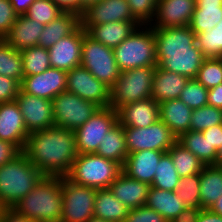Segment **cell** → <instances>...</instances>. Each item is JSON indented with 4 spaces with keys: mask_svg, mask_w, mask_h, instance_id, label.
Returning <instances> with one entry per match:
<instances>
[{
    "mask_svg": "<svg viewBox=\"0 0 222 222\" xmlns=\"http://www.w3.org/2000/svg\"><path fill=\"white\" fill-rule=\"evenodd\" d=\"M21 152L13 143L0 139V167L14 159Z\"/></svg>",
    "mask_w": 222,
    "mask_h": 222,
    "instance_id": "c3c4849f",
    "label": "cell"
},
{
    "mask_svg": "<svg viewBox=\"0 0 222 222\" xmlns=\"http://www.w3.org/2000/svg\"><path fill=\"white\" fill-rule=\"evenodd\" d=\"M121 172V164L95 153H85L78 154L66 177L79 185L108 189Z\"/></svg>",
    "mask_w": 222,
    "mask_h": 222,
    "instance_id": "8992f818",
    "label": "cell"
},
{
    "mask_svg": "<svg viewBox=\"0 0 222 222\" xmlns=\"http://www.w3.org/2000/svg\"><path fill=\"white\" fill-rule=\"evenodd\" d=\"M63 12L64 11L53 0H34L24 15L46 25Z\"/></svg>",
    "mask_w": 222,
    "mask_h": 222,
    "instance_id": "60d3db41",
    "label": "cell"
},
{
    "mask_svg": "<svg viewBox=\"0 0 222 222\" xmlns=\"http://www.w3.org/2000/svg\"><path fill=\"white\" fill-rule=\"evenodd\" d=\"M62 222H87L94 216L97 189L79 185L62 177Z\"/></svg>",
    "mask_w": 222,
    "mask_h": 222,
    "instance_id": "30bf717a",
    "label": "cell"
},
{
    "mask_svg": "<svg viewBox=\"0 0 222 222\" xmlns=\"http://www.w3.org/2000/svg\"><path fill=\"white\" fill-rule=\"evenodd\" d=\"M17 17L10 0H0V39L7 36Z\"/></svg>",
    "mask_w": 222,
    "mask_h": 222,
    "instance_id": "bcb514c9",
    "label": "cell"
},
{
    "mask_svg": "<svg viewBox=\"0 0 222 222\" xmlns=\"http://www.w3.org/2000/svg\"><path fill=\"white\" fill-rule=\"evenodd\" d=\"M62 177L44 176L12 209L38 222L60 220L63 208Z\"/></svg>",
    "mask_w": 222,
    "mask_h": 222,
    "instance_id": "3957f363",
    "label": "cell"
},
{
    "mask_svg": "<svg viewBox=\"0 0 222 222\" xmlns=\"http://www.w3.org/2000/svg\"><path fill=\"white\" fill-rule=\"evenodd\" d=\"M222 195V167L205 165L200 173L201 208L209 209Z\"/></svg>",
    "mask_w": 222,
    "mask_h": 222,
    "instance_id": "f546056e",
    "label": "cell"
},
{
    "mask_svg": "<svg viewBox=\"0 0 222 222\" xmlns=\"http://www.w3.org/2000/svg\"><path fill=\"white\" fill-rule=\"evenodd\" d=\"M157 65L164 70L196 78L206 59L190 26L153 28Z\"/></svg>",
    "mask_w": 222,
    "mask_h": 222,
    "instance_id": "7a4b0ae2",
    "label": "cell"
},
{
    "mask_svg": "<svg viewBox=\"0 0 222 222\" xmlns=\"http://www.w3.org/2000/svg\"><path fill=\"white\" fill-rule=\"evenodd\" d=\"M29 133L16 101L0 104V139L24 150Z\"/></svg>",
    "mask_w": 222,
    "mask_h": 222,
    "instance_id": "d6986e66",
    "label": "cell"
},
{
    "mask_svg": "<svg viewBox=\"0 0 222 222\" xmlns=\"http://www.w3.org/2000/svg\"><path fill=\"white\" fill-rule=\"evenodd\" d=\"M175 193L187 207H201L200 173L180 178Z\"/></svg>",
    "mask_w": 222,
    "mask_h": 222,
    "instance_id": "f35d334b",
    "label": "cell"
},
{
    "mask_svg": "<svg viewBox=\"0 0 222 222\" xmlns=\"http://www.w3.org/2000/svg\"><path fill=\"white\" fill-rule=\"evenodd\" d=\"M115 21H136L127 0H100L85 9L80 16L85 31L91 26Z\"/></svg>",
    "mask_w": 222,
    "mask_h": 222,
    "instance_id": "2e32d148",
    "label": "cell"
},
{
    "mask_svg": "<svg viewBox=\"0 0 222 222\" xmlns=\"http://www.w3.org/2000/svg\"><path fill=\"white\" fill-rule=\"evenodd\" d=\"M87 222H109V221H106L102 218H98V217H95V216H92Z\"/></svg>",
    "mask_w": 222,
    "mask_h": 222,
    "instance_id": "6125c7cd",
    "label": "cell"
},
{
    "mask_svg": "<svg viewBox=\"0 0 222 222\" xmlns=\"http://www.w3.org/2000/svg\"><path fill=\"white\" fill-rule=\"evenodd\" d=\"M22 152L49 177H66L78 156L74 131L57 126L30 133Z\"/></svg>",
    "mask_w": 222,
    "mask_h": 222,
    "instance_id": "6da1fadb",
    "label": "cell"
},
{
    "mask_svg": "<svg viewBox=\"0 0 222 222\" xmlns=\"http://www.w3.org/2000/svg\"><path fill=\"white\" fill-rule=\"evenodd\" d=\"M180 178L201 173L205 164L178 141L167 151Z\"/></svg>",
    "mask_w": 222,
    "mask_h": 222,
    "instance_id": "836d02e7",
    "label": "cell"
},
{
    "mask_svg": "<svg viewBox=\"0 0 222 222\" xmlns=\"http://www.w3.org/2000/svg\"><path fill=\"white\" fill-rule=\"evenodd\" d=\"M66 86L67 71L50 67L43 73L24 76L20 89L26 94L52 101L66 91Z\"/></svg>",
    "mask_w": 222,
    "mask_h": 222,
    "instance_id": "9a60e30c",
    "label": "cell"
},
{
    "mask_svg": "<svg viewBox=\"0 0 222 222\" xmlns=\"http://www.w3.org/2000/svg\"><path fill=\"white\" fill-rule=\"evenodd\" d=\"M177 141L193 153L205 165H214L217 157V150L210 145L207 137L202 132L189 130L182 133Z\"/></svg>",
    "mask_w": 222,
    "mask_h": 222,
    "instance_id": "1f68e13d",
    "label": "cell"
},
{
    "mask_svg": "<svg viewBox=\"0 0 222 222\" xmlns=\"http://www.w3.org/2000/svg\"><path fill=\"white\" fill-rule=\"evenodd\" d=\"M196 3H222V0H196Z\"/></svg>",
    "mask_w": 222,
    "mask_h": 222,
    "instance_id": "94428289",
    "label": "cell"
},
{
    "mask_svg": "<svg viewBox=\"0 0 222 222\" xmlns=\"http://www.w3.org/2000/svg\"><path fill=\"white\" fill-rule=\"evenodd\" d=\"M38 222H62L61 220H47V221H38Z\"/></svg>",
    "mask_w": 222,
    "mask_h": 222,
    "instance_id": "e7e4bbea",
    "label": "cell"
},
{
    "mask_svg": "<svg viewBox=\"0 0 222 222\" xmlns=\"http://www.w3.org/2000/svg\"><path fill=\"white\" fill-rule=\"evenodd\" d=\"M197 222H222V216L212 212L210 209H202L198 215Z\"/></svg>",
    "mask_w": 222,
    "mask_h": 222,
    "instance_id": "11a10c76",
    "label": "cell"
},
{
    "mask_svg": "<svg viewBox=\"0 0 222 222\" xmlns=\"http://www.w3.org/2000/svg\"><path fill=\"white\" fill-rule=\"evenodd\" d=\"M81 66L110 88L116 83L121 73L113 49L93 40L84 29Z\"/></svg>",
    "mask_w": 222,
    "mask_h": 222,
    "instance_id": "ba28073f",
    "label": "cell"
},
{
    "mask_svg": "<svg viewBox=\"0 0 222 222\" xmlns=\"http://www.w3.org/2000/svg\"><path fill=\"white\" fill-rule=\"evenodd\" d=\"M204 137H207L208 142L217 151L222 146V124L212 126L202 131Z\"/></svg>",
    "mask_w": 222,
    "mask_h": 222,
    "instance_id": "681fc988",
    "label": "cell"
},
{
    "mask_svg": "<svg viewBox=\"0 0 222 222\" xmlns=\"http://www.w3.org/2000/svg\"><path fill=\"white\" fill-rule=\"evenodd\" d=\"M129 209L110 189H97L94 200V216L109 222H124Z\"/></svg>",
    "mask_w": 222,
    "mask_h": 222,
    "instance_id": "f1b7e54d",
    "label": "cell"
},
{
    "mask_svg": "<svg viewBox=\"0 0 222 222\" xmlns=\"http://www.w3.org/2000/svg\"><path fill=\"white\" fill-rule=\"evenodd\" d=\"M44 26L25 15H18L4 40L18 51L38 46Z\"/></svg>",
    "mask_w": 222,
    "mask_h": 222,
    "instance_id": "cb8c5ba5",
    "label": "cell"
},
{
    "mask_svg": "<svg viewBox=\"0 0 222 222\" xmlns=\"http://www.w3.org/2000/svg\"><path fill=\"white\" fill-rule=\"evenodd\" d=\"M208 105L222 109V84L208 89Z\"/></svg>",
    "mask_w": 222,
    "mask_h": 222,
    "instance_id": "816d5d0a",
    "label": "cell"
},
{
    "mask_svg": "<svg viewBox=\"0 0 222 222\" xmlns=\"http://www.w3.org/2000/svg\"><path fill=\"white\" fill-rule=\"evenodd\" d=\"M196 0H157L156 14L150 23L152 28L190 26Z\"/></svg>",
    "mask_w": 222,
    "mask_h": 222,
    "instance_id": "e0dca14e",
    "label": "cell"
},
{
    "mask_svg": "<svg viewBox=\"0 0 222 222\" xmlns=\"http://www.w3.org/2000/svg\"><path fill=\"white\" fill-rule=\"evenodd\" d=\"M64 12H74L80 16V0H53Z\"/></svg>",
    "mask_w": 222,
    "mask_h": 222,
    "instance_id": "db71d44e",
    "label": "cell"
},
{
    "mask_svg": "<svg viewBox=\"0 0 222 222\" xmlns=\"http://www.w3.org/2000/svg\"><path fill=\"white\" fill-rule=\"evenodd\" d=\"M20 87L17 80L0 75V104L15 101Z\"/></svg>",
    "mask_w": 222,
    "mask_h": 222,
    "instance_id": "7dc6e473",
    "label": "cell"
},
{
    "mask_svg": "<svg viewBox=\"0 0 222 222\" xmlns=\"http://www.w3.org/2000/svg\"><path fill=\"white\" fill-rule=\"evenodd\" d=\"M44 175L21 152L0 167V203L12 208L34 189Z\"/></svg>",
    "mask_w": 222,
    "mask_h": 222,
    "instance_id": "277c9868",
    "label": "cell"
},
{
    "mask_svg": "<svg viewBox=\"0 0 222 222\" xmlns=\"http://www.w3.org/2000/svg\"><path fill=\"white\" fill-rule=\"evenodd\" d=\"M0 222H34L25 216L19 215L12 208H5L0 216Z\"/></svg>",
    "mask_w": 222,
    "mask_h": 222,
    "instance_id": "f5cc1de1",
    "label": "cell"
},
{
    "mask_svg": "<svg viewBox=\"0 0 222 222\" xmlns=\"http://www.w3.org/2000/svg\"><path fill=\"white\" fill-rule=\"evenodd\" d=\"M66 91L72 92L82 99L93 102L100 108L110 106L111 88L102 81L96 79L81 65L67 71Z\"/></svg>",
    "mask_w": 222,
    "mask_h": 222,
    "instance_id": "4fadbf2b",
    "label": "cell"
},
{
    "mask_svg": "<svg viewBox=\"0 0 222 222\" xmlns=\"http://www.w3.org/2000/svg\"><path fill=\"white\" fill-rule=\"evenodd\" d=\"M157 66L134 68L120 73L110 91V107H120L151 98L153 76Z\"/></svg>",
    "mask_w": 222,
    "mask_h": 222,
    "instance_id": "52a82bcc",
    "label": "cell"
},
{
    "mask_svg": "<svg viewBox=\"0 0 222 222\" xmlns=\"http://www.w3.org/2000/svg\"><path fill=\"white\" fill-rule=\"evenodd\" d=\"M164 153L156 150L130 153L122 166V171L131 178L151 185L158 168V162Z\"/></svg>",
    "mask_w": 222,
    "mask_h": 222,
    "instance_id": "7402d4cb",
    "label": "cell"
},
{
    "mask_svg": "<svg viewBox=\"0 0 222 222\" xmlns=\"http://www.w3.org/2000/svg\"><path fill=\"white\" fill-rule=\"evenodd\" d=\"M151 185L129 177L123 171L110 184V191L129 210L146 204Z\"/></svg>",
    "mask_w": 222,
    "mask_h": 222,
    "instance_id": "44dd1931",
    "label": "cell"
},
{
    "mask_svg": "<svg viewBox=\"0 0 222 222\" xmlns=\"http://www.w3.org/2000/svg\"><path fill=\"white\" fill-rule=\"evenodd\" d=\"M83 27L80 24L71 34L63 37L48 50L52 68L70 71L81 65Z\"/></svg>",
    "mask_w": 222,
    "mask_h": 222,
    "instance_id": "ac0fdd59",
    "label": "cell"
},
{
    "mask_svg": "<svg viewBox=\"0 0 222 222\" xmlns=\"http://www.w3.org/2000/svg\"><path fill=\"white\" fill-rule=\"evenodd\" d=\"M179 180L180 177L175 170L170 154L168 152L164 153L158 162V168L151 187L175 191Z\"/></svg>",
    "mask_w": 222,
    "mask_h": 222,
    "instance_id": "d590c367",
    "label": "cell"
},
{
    "mask_svg": "<svg viewBox=\"0 0 222 222\" xmlns=\"http://www.w3.org/2000/svg\"><path fill=\"white\" fill-rule=\"evenodd\" d=\"M34 2V0H10V3L14 9V11L18 15H24L28 9L30 8V5Z\"/></svg>",
    "mask_w": 222,
    "mask_h": 222,
    "instance_id": "9f6ffc18",
    "label": "cell"
},
{
    "mask_svg": "<svg viewBox=\"0 0 222 222\" xmlns=\"http://www.w3.org/2000/svg\"><path fill=\"white\" fill-rule=\"evenodd\" d=\"M189 78L161 69L158 65L153 76L151 98L157 103L179 99Z\"/></svg>",
    "mask_w": 222,
    "mask_h": 222,
    "instance_id": "603a6c76",
    "label": "cell"
},
{
    "mask_svg": "<svg viewBox=\"0 0 222 222\" xmlns=\"http://www.w3.org/2000/svg\"><path fill=\"white\" fill-rule=\"evenodd\" d=\"M123 127L145 128L159 120V103L152 98L132 102L117 110Z\"/></svg>",
    "mask_w": 222,
    "mask_h": 222,
    "instance_id": "ffe728a7",
    "label": "cell"
},
{
    "mask_svg": "<svg viewBox=\"0 0 222 222\" xmlns=\"http://www.w3.org/2000/svg\"><path fill=\"white\" fill-rule=\"evenodd\" d=\"M5 207L0 203V216L2 215Z\"/></svg>",
    "mask_w": 222,
    "mask_h": 222,
    "instance_id": "be15d7a7",
    "label": "cell"
},
{
    "mask_svg": "<svg viewBox=\"0 0 222 222\" xmlns=\"http://www.w3.org/2000/svg\"><path fill=\"white\" fill-rule=\"evenodd\" d=\"M222 20V3H196L190 22L195 34L211 30Z\"/></svg>",
    "mask_w": 222,
    "mask_h": 222,
    "instance_id": "d6a6232c",
    "label": "cell"
},
{
    "mask_svg": "<svg viewBox=\"0 0 222 222\" xmlns=\"http://www.w3.org/2000/svg\"><path fill=\"white\" fill-rule=\"evenodd\" d=\"M212 212L222 216V195L217 201L209 208Z\"/></svg>",
    "mask_w": 222,
    "mask_h": 222,
    "instance_id": "6f0895ef",
    "label": "cell"
},
{
    "mask_svg": "<svg viewBox=\"0 0 222 222\" xmlns=\"http://www.w3.org/2000/svg\"><path fill=\"white\" fill-rule=\"evenodd\" d=\"M215 166L222 167V146L217 151Z\"/></svg>",
    "mask_w": 222,
    "mask_h": 222,
    "instance_id": "91938a15",
    "label": "cell"
},
{
    "mask_svg": "<svg viewBox=\"0 0 222 222\" xmlns=\"http://www.w3.org/2000/svg\"><path fill=\"white\" fill-rule=\"evenodd\" d=\"M15 101L22 113L29 134L54 126L51 100L26 94L20 89Z\"/></svg>",
    "mask_w": 222,
    "mask_h": 222,
    "instance_id": "5bb4252c",
    "label": "cell"
},
{
    "mask_svg": "<svg viewBox=\"0 0 222 222\" xmlns=\"http://www.w3.org/2000/svg\"><path fill=\"white\" fill-rule=\"evenodd\" d=\"M80 24V16L77 13L63 12L44 26L38 46L49 49L60 39L71 34Z\"/></svg>",
    "mask_w": 222,
    "mask_h": 222,
    "instance_id": "4316f807",
    "label": "cell"
},
{
    "mask_svg": "<svg viewBox=\"0 0 222 222\" xmlns=\"http://www.w3.org/2000/svg\"><path fill=\"white\" fill-rule=\"evenodd\" d=\"M118 123V114L113 108H99L82 126L74 130L78 154L95 153L99 144Z\"/></svg>",
    "mask_w": 222,
    "mask_h": 222,
    "instance_id": "7c38bea8",
    "label": "cell"
},
{
    "mask_svg": "<svg viewBox=\"0 0 222 222\" xmlns=\"http://www.w3.org/2000/svg\"><path fill=\"white\" fill-rule=\"evenodd\" d=\"M124 222H168L157 211L146 205L129 210Z\"/></svg>",
    "mask_w": 222,
    "mask_h": 222,
    "instance_id": "f6af8a7d",
    "label": "cell"
},
{
    "mask_svg": "<svg viewBox=\"0 0 222 222\" xmlns=\"http://www.w3.org/2000/svg\"><path fill=\"white\" fill-rule=\"evenodd\" d=\"M0 75L17 80L20 84L24 78L21 52L4 39H0Z\"/></svg>",
    "mask_w": 222,
    "mask_h": 222,
    "instance_id": "e575fe53",
    "label": "cell"
},
{
    "mask_svg": "<svg viewBox=\"0 0 222 222\" xmlns=\"http://www.w3.org/2000/svg\"><path fill=\"white\" fill-rule=\"evenodd\" d=\"M220 124H222V109L206 105L192 110L190 130L202 132Z\"/></svg>",
    "mask_w": 222,
    "mask_h": 222,
    "instance_id": "ab89813d",
    "label": "cell"
},
{
    "mask_svg": "<svg viewBox=\"0 0 222 222\" xmlns=\"http://www.w3.org/2000/svg\"><path fill=\"white\" fill-rule=\"evenodd\" d=\"M192 109L180 99L159 103V119L177 136L190 130Z\"/></svg>",
    "mask_w": 222,
    "mask_h": 222,
    "instance_id": "484cf974",
    "label": "cell"
},
{
    "mask_svg": "<svg viewBox=\"0 0 222 222\" xmlns=\"http://www.w3.org/2000/svg\"><path fill=\"white\" fill-rule=\"evenodd\" d=\"M54 126L76 130L100 108L93 102L82 99L69 91H63L53 100Z\"/></svg>",
    "mask_w": 222,
    "mask_h": 222,
    "instance_id": "9c48e42d",
    "label": "cell"
},
{
    "mask_svg": "<svg viewBox=\"0 0 222 222\" xmlns=\"http://www.w3.org/2000/svg\"><path fill=\"white\" fill-rule=\"evenodd\" d=\"M21 52L24 76L43 73L51 67L48 50L41 46H33Z\"/></svg>",
    "mask_w": 222,
    "mask_h": 222,
    "instance_id": "8d00e7d4",
    "label": "cell"
},
{
    "mask_svg": "<svg viewBox=\"0 0 222 222\" xmlns=\"http://www.w3.org/2000/svg\"><path fill=\"white\" fill-rule=\"evenodd\" d=\"M196 43L206 58H219L222 54V20L211 30L196 34Z\"/></svg>",
    "mask_w": 222,
    "mask_h": 222,
    "instance_id": "74e56055",
    "label": "cell"
},
{
    "mask_svg": "<svg viewBox=\"0 0 222 222\" xmlns=\"http://www.w3.org/2000/svg\"><path fill=\"white\" fill-rule=\"evenodd\" d=\"M100 0H80V16L83 14L84 10L90 5L99 2Z\"/></svg>",
    "mask_w": 222,
    "mask_h": 222,
    "instance_id": "680465c9",
    "label": "cell"
},
{
    "mask_svg": "<svg viewBox=\"0 0 222 222\" xmlns=\"http://www.w3.org/2000/svg\"><path fill=\"white\" fill-rule=\"evenodd\" d=\"M124 136L128 154L142 150L166 153L178 139L160 119L145 128L124 127Z\"/></svg>",
    "mask_w": 222,
    "mask_h": 222,
    "instance_id": "8fae6325",
    "label": "cell"
},
{
    "mask_svg": "<svg viewBox=\"0 0 222 222\" xmlns=\"http://www.w3.org/2000/svg\"><path fill=\"white\" fill-rule=\"evenodd\" d=\"M113 53L120 72L157 66L153 28L150 25L138 26L124 41L113 48Z\"/></svg>",
    "mask_w": 222,
    "mask_h": 222,
    "instance_id": "5b68a950",
    "label": "cell"
},
{
    "mask_svg": "<svg viewBox=\"0 0 222 222\" xmlns=\"http://www.w3.org/2000/svg\"><path fill=\"white\" fill-rule=\"evenodd\" d=\"M201 210V207H187L171 222H197V218Z\"/></svg>",
    "mask_w": 222,
    "mask_h": 222,
    "instance_id": "f907efd6",
    "label": "cell"
},
{
    "mask_svg": "<svg viewBox=\"0 0 222 222\" xmlns=\"http://www.w3.org/2000/svg\"><path fill=\"white\" fill-rule=\"evenodd\" d=\"M179 99L192 110L201 108L208 105V89L195 78H191L187 81Z\"/></svg>",
    "mask_w": 222,
    "mask_h": 222,
    "instance_id": "b9f144b4",
    "label": "cell"
},
{
    "mask_svg": "<svg viewBox=\"0 0 222 222\" xmlns=\"http://www.w3.org/2000/svg\"><path fill=\"white\" fill-rule=\"evenodd\" d=\"M147 207L157 211L168 222H171L185 208L186 204L180 199L175 191L150 188L145 204Z\"/></svg>",
    "mask_w": 222,
    "mask_h": 222,
    "instance_id": "83f0119b",
    "label": "cell"
},
{
    "mask_svg": "<svg viewBox=\"0 0 222 222\" xmlns=\"http://www.w3.org/2000/svg\"><path fill=\"white\" fill-rule=\"evenodd\" d=\"M95 154L115 161L122 166L124 165L128 150L125 142L124 127L119 122L105 134V138L99 144Z\"/></svg>",
    "mask_w": 222,
    "mask_h": 222,
    "instance_id": "4dcf8cb0",
    "label": "cell"
},
{
    "mask_svg": "<svg viewBox=\"0 0 222 222\" xmlns=\"http://www.w3.org/2000/svg\"><path fill=\"white\" fill-rule=\"evenodd\" d=\"M140 24L137 21H115L91 26L86 34L109 48L117 47Z\"/></svg>",
    "mask_w": 222,
    "mask_h": 222,
    "instance_id": "d4e9b609",
    "label": "cell"
},
{
    "mask_svg": "<svg viewBox=\"0 0 222 222\" xmlns=\"http://www.w3.org/2000/svg\"><path fill=\"white\" fill-rule=\"evenodd\" d=\"M133 18L140 25H150L156 14L157 0H127Z\"/></svg>",
    "mask_w": 222,
    "mask_h": 222,
    "instance_id": "ee69618b",
    "label": "cell"
},
{
    "mask_svg": "<svg viewBox=\"0 0 222 222\" xmlns=\"http://www.w3.org/2000/svg\"><path fill=\"white\" fill-rule=\"evenodd\" d=\"M195 79L207 89L222 84V61L219 58H206Z\"/></svg>",
    "mask_w": 222,
    "mask_h": 222,
    "instance_id": "7bdbcfd3",
    "label": "cell"
}]
</instances>
